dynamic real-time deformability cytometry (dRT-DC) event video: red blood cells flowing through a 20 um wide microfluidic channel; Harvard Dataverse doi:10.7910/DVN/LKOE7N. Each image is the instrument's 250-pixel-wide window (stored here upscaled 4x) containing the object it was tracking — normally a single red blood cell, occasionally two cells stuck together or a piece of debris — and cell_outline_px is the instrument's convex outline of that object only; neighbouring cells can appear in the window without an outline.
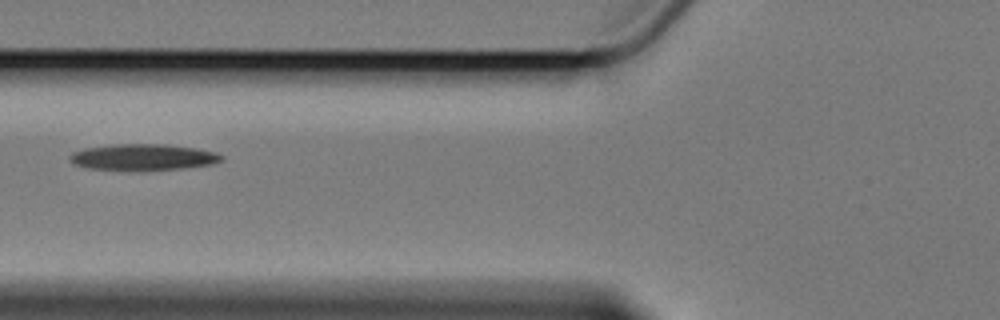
{"species": "Egyptian fruit bat (a non-hibernating species)", "species_latin": "Rousettus aegyptiacus", "temperature_condition": "cold", "stored_images_in_passage": 7, "camera_frame_rate_fps": 3000, "um_per_image_px": 0.085, "animal": {"sex": "female"}, "frame": {"image": 1, "passage_image": 7, "time_ms": 7.0, "image_size_px": [1000, 320], "cell_outline_px": [[224, 160], [212, 164], [184, 168], [144, 172], [128, 172], [88, 168], [72, 164], [68, 160], [68, 156], [72, 152], [84, 148], [112, 144], [164, 144], [196, 148], [216, 152], [224, 156]], "centroid_in_image_um": [12.12, 13.39], "position_along_channel_um": 113.7, "area_um2": 24.22}}